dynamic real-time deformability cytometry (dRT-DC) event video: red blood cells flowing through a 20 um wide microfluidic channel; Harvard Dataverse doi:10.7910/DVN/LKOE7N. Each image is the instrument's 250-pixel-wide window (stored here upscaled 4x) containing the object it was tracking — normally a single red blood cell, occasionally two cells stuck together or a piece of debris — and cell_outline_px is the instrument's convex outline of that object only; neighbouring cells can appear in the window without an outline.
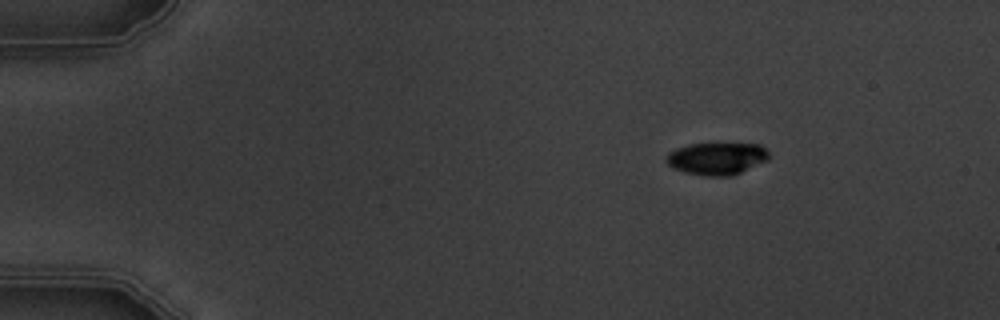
{"species": "common noctule bat (a hibernating species)", "species_latin": "Nyctalus noctula", "temperature_condition": "warm", "stored_images_in_passage": 3, "camera_frame_rate_fps": 3000, "um_per_image_px": 0.085, "animal": {"sex": "male", "body_mass_g": 19.5, "forearm_length_mm": 54.6}, "frame": {"image": 1, "passage_image": 1, "time_ms": 0.0, "image_size_px": [1000, 320], "cell_outline_px": [[768, 160], [732, 176], [708, 176], [684, 172], [672, 168], [664, 160], [668, 152], [676, 148], [688, 144], [760, 144], [768, 152]], "centroid_in_image_um": [60.89, 13.48], "position_along_channel_um": 24.1, "area_um2": 19.31}}
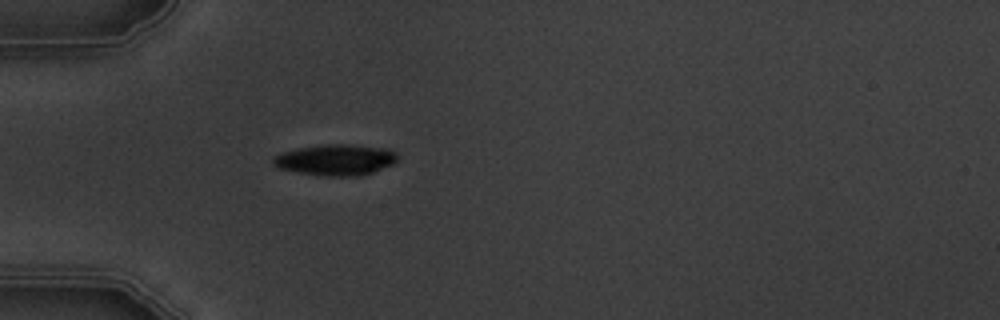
{"frame": {"image": 2, "passage_image": 3, "time_ms": 3.0, "image_size_px": [1000, 320], "cell_outline_px": [[396, 160], [392, 164], [372, 172], [356, 176], [324, 176], [300, 172], [280, 168], [272, 164], [272, 160], [280, 152], [296, 148], [324, 144], [348, 144], [388, 148], [396, 152]], "centroid_in_image_um": [28.52, 13.57], "position_along_channel_um": 56.5, "area_um2": 22.37}}